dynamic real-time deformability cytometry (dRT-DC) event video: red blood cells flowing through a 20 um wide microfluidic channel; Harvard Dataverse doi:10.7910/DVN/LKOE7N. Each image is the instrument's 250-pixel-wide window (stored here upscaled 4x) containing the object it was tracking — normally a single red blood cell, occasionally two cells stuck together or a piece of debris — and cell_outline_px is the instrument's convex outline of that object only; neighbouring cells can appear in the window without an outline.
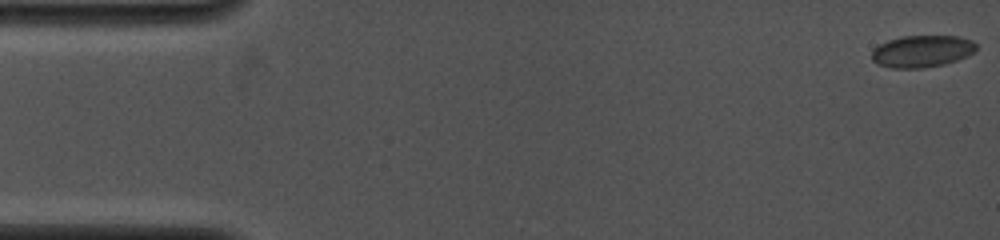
{"species": "common noctule bat (a hibernating species)", "species_latin": "Nyctalus noctula", "temperature_condition": "cold", "stored_images_in_passage": 20, "camera_frame_rate_fps": 4000, "um_per_image_px": 0.085, "animal": {"sex": "female", "body_mass_g": 19.0, "forearm_length_mm": 53.3}, "frame": {"image": 1, "passage_image": 1, "time_ms": 0.0, "image_size_px": [1000, 240], "cell_outline_px": [[976, 52], [968, 56], [944, 64], [924, 68], [892, 68], [876, 64], [872, 60], [872, 52], [880, 44], [888, 40], [900, 36], [956, 36], [972, 40], [976, 44]], "centroid_in_image_um": [78.38, 4.36], "position_along_channel_um": 6.6, "area_um2": 19.54}}
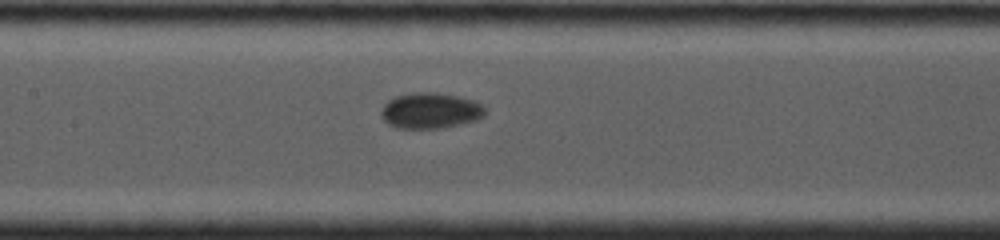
{"frame": {"image": 2, "passage_image": 12, "time_ms": 7.5, "image_size_px": [1000, 240], "cell_outline_px": [[484, 116], [476, 120], [444, 128], [396, 128], [388, 124], [384, 120], [380, 112], [384, 104], [388, 100], [396, 96], [412, 92], [436, 92], [456, 96], [472, 100], [480, 104], [484, 108]], "centroid_in_image_um": [36.54, 9.41], "position_along_channel_um": 170.9, "area_um2": 21.62}}
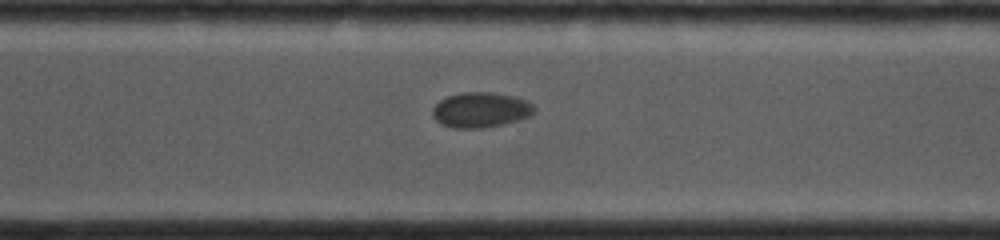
{"frame": {"image": 3, "passage_image": 20, "time_ms": 11.5, "image_size_px": [1000, 240], "cell_outline_px": [[536, 108], [528, 116], [520, 120], [504, 124], [484, 128], [452, 128], [440, 124], [432, 116], [432, 108], [440, 100], [448, 96], [464, 92], [492, 92], [512, 96], [528, 100]], "centroid_in_image_um": [40.84, 9.35], "position_along_channel_um": 329.8, "area_um2": 20.98}}